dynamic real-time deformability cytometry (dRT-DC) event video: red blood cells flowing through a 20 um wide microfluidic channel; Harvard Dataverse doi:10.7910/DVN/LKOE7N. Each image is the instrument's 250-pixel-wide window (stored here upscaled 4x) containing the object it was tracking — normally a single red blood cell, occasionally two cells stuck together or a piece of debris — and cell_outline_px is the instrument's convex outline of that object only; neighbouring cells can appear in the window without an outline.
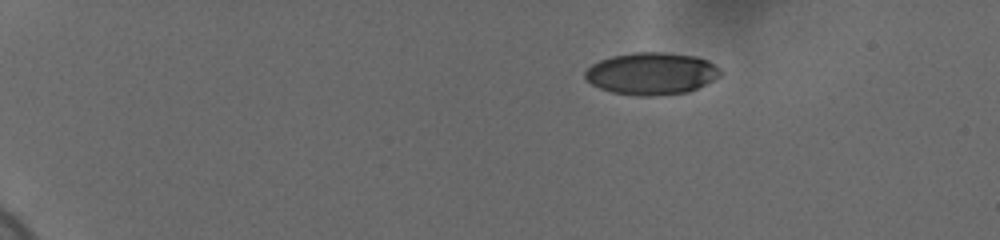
{"species": "human", "species_latin": "Homo sapiens", "temperature_condition": "cold", "stored_images_in_passage": 48, "camera_frame_rate_fps": 3000, "um_per_image_px": 0.085, "donor": {"sex": "female"}, "frame": {"image": 1, "passage_image": 1, "time_ms": 0.0, "image_size_px": [1000, 240], "cell_outline_px": [[720, 76], [688, 92], [648, 96], [636, 96], [612, 92], [600, 88], [592, 84], [584, 76], [584, 72], [592, 64], [600, 60], [612, 56], [636, 52], [664, 52], [696, 56], [708, 60], [720, 68]], "centroid_in_image_um": [55.37, 6.24], "position_along_channel_um": 29.6, "area_um2": 33.12}}
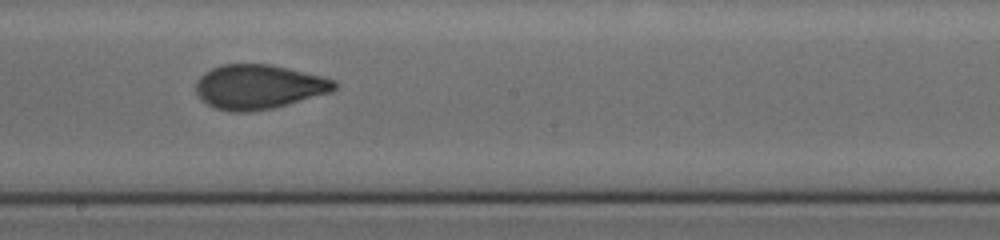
{"frame": {"image": 2, "passage_image": 26, "time_ms": 8.333, "image_size_px": [1000, 240], "cell_outline_px": [[336, 88], [332, 92], [288, 104], [272, 108], [252, 112], [228, 112], [216, 108], [208, 104], [196, 92], [196, 80], [204, 72], [220, 64], [272, 64], [336, 80]], "centroid_in_image_um": [21.98, 7.38], "position_along_channel_um": 226.2, "area_um2": 35.89}}
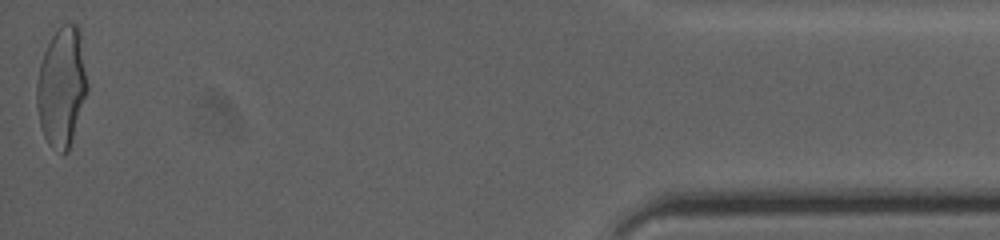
{"frame": {"image": 3, "passage_image": 48, "time_ms": 15.667, "image_size_px": [1000, 240], "cell_outline_px": [[88, 88], [72, 140], [68, 152], [64, 152], [52, 148], [48, 144], [44, 136], [40, 124], [36, 108], [36, 84], [40, 64], [44, 52], [52, 36], [64, 24], [76, 24], [80, 28], [88, 84]], "centroid_in_image_um": [5.24, 7.39], "position_along_channel_um": 430.0, "area_um2": 35.14}, "authors_computed_cell_mechanics": {"area_um2": 34.969, "velocity_mm_per_s": 3.7018, "shape_relaxation_time_tau1_ms": 5.5151, "shape_relaxation_time_tau2_ms": 1.021, "deformation_change_tau1": 0.1808, "deformation_change_tau2": 0.0706}}